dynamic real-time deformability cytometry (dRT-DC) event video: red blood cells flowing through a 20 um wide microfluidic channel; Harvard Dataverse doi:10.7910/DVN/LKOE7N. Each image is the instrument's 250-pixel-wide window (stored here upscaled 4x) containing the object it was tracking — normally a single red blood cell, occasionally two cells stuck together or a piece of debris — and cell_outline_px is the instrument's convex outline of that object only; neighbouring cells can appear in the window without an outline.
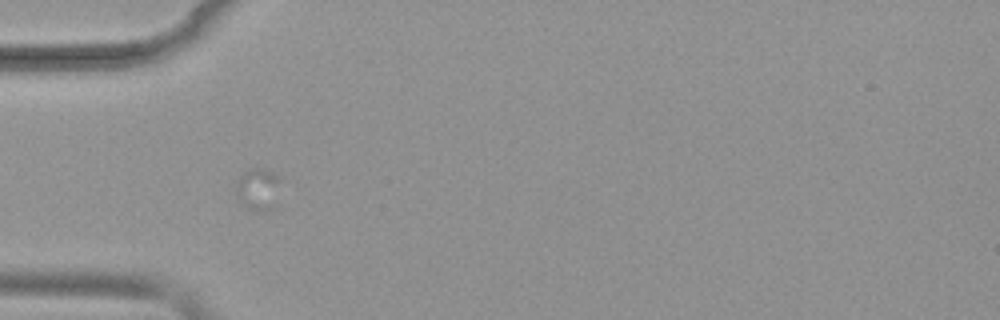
{"species": "common noctule bat (a hibernating species)", "species_latin": "Nyctalus noctula", "temperature_condition": "warm", "stored_images_in_passage": 26, "camera_frame_rate_fps": 3000, "um_per_image_px": 0.085, "animal": {"sex": "female", "body_mass_g": 19.9}, "frame": {"image": 1, "passage_image": 1, "time_ms": 0.0, "image_size_px": [1000, 320], "cell_outline_px": [[280, 180], [272, 208], [264, 212], [260, 212], [236, 200], [236, 184], [240, 176], [248, 168], [260, 168], [272, 172]], "centroid_in_image_um": [21.88, 16.06], "position_along_channel_um": 63.1, "area_um2": 10.58}}
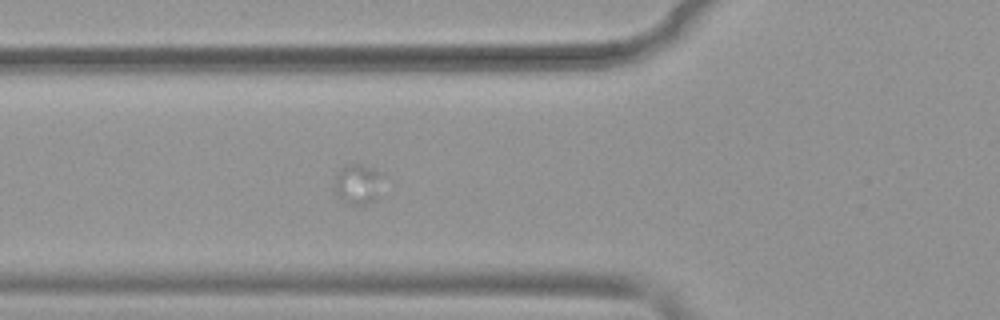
{"frame": {"image": 2, "passage_image": 4, "time_ms": 1.0, "image_size_px": [1000, 320], "cell_outline_px": [[384, 172], [376, 200], [364, 204], [348, 204], [336, 196], [332, 184], [336, 172], [344, 164], [360, 164]], "centroid_in_image_um": [30.37, 15.62], "position_along_channel_um": 95.4, "area_um2": 11.73}}